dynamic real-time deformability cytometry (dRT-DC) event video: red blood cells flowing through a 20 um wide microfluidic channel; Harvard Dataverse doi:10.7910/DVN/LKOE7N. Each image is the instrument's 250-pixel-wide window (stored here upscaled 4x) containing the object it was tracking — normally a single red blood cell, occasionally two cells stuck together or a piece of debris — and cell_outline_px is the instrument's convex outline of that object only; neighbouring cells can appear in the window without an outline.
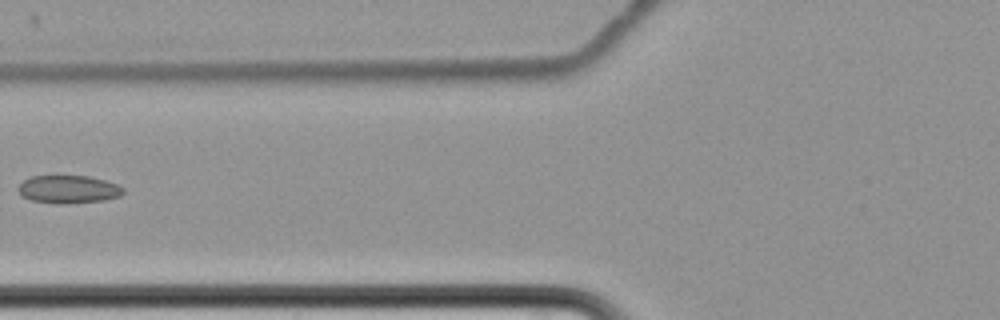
{"species": "common noctule bat (a hibernating species)", "species_latin": "Nyctalus noctula", "temperature_condition": "cold", "stored_images_in_passage": 8, "camera_frame_rate_fps": 3000, "um_per_image_px": 0.085, "animal": {"sex": "female", "body_mass_g": 22.7, "forearm_length_mm": 54.2}, "frame": {"image": 1, "passage_image": 4, "time_ms": 3.667, "image_size_px": [1000, 320], "cell_outline_px": [[124, 192], [120, 196], [104, 200], [68, 204], [56, 204], [32, 200], [20, 196], [16, 188], [24, 180], [32, 176], [88, 176], [104, 180], [116, 184], [124, 188]], "centroid_in_image_um": [5.79, 16.1], "position_along_channel_um": 120.0, "area_um2": 17.22}}
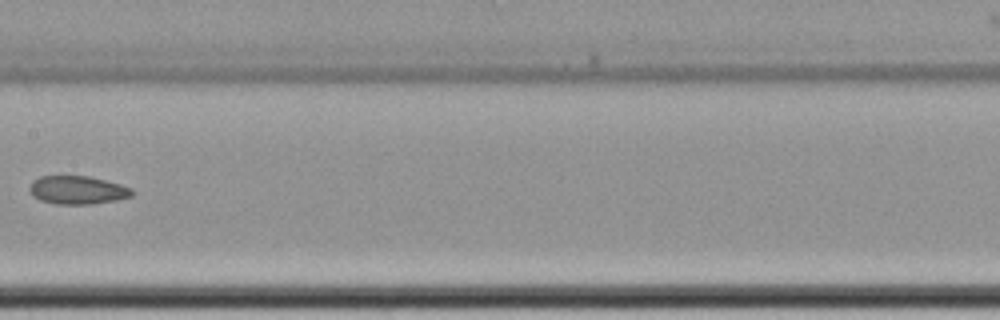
{"frame": {"image": 2, "passage_image": 6, "time_ms": 6.0, "image_size_px": [1000, 320], "cell_outline_px": [[136, 192], [132, 196], [116, 200], [92, 204], [56, 204], [40, 200], [32, 196], [28, 188], [32, 180], [40, 176], [88, 176], [120, 184], [132, 188]], "centroid_in_image_um": [6.58, 16.15], "position_along_channel_um": 200.8, "area_um2": 17.05}}
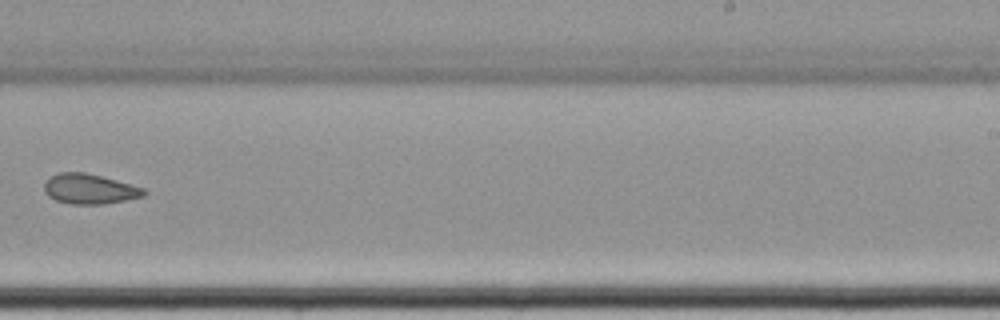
{"frame": {"image": 3, "passage_image": 8, "time_ms": 8.333, "image_size_px": [1000, 320], "cell_outline_px": [[148, 192], [144, 196], [104, 204], [68, 204], [56, 200], [48, 196], [44, 192], [44, 184], [52, 176], [60, 172], [84, 172], [116, 180], [144, 188]], "centroid_in_image_um": [7.61, 16.07], "position_along_channel_um": 281.4, "area_um2": 17.34}}